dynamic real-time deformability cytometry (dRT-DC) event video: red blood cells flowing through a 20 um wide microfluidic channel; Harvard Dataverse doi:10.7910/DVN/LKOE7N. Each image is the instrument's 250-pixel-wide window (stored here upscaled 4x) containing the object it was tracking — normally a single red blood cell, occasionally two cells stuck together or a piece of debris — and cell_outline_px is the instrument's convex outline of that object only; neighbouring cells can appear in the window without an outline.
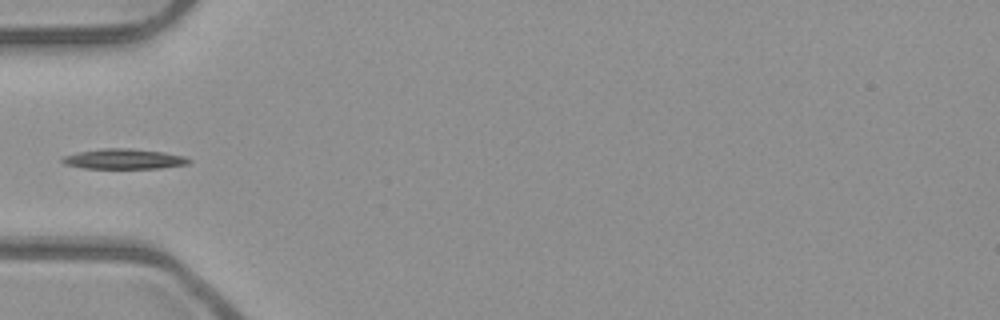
{"species": "common noctule bat (a hibernating species)", "species_latin": "Nyctalus noctula", "temperature_condition": "room temperature", "stored_images_in_passage": 6, "camera_frame_rate_fps": 3000, "um_per_image_px": 0.085, "animal": {"sex": "male", "body_mass_g": 23.1, "forearm_length_mm": 52.7}, "frame": {"image": 1, "passage_image": 5, "time_ms": 1.333, "image_size_px": [1000, 320], "cell_outline_px": [[192, 160], [188, 164], [160, 168], [84, 168], [64, 164], [60, 160], [64, 156], [76, 152], [100, 148], [132, 148], [164, 152], [184, 156]], "centroid_in_image_um": [10.52, 13.5], "position_along_channel_um": 74.5, "area_um2": 14.97}}
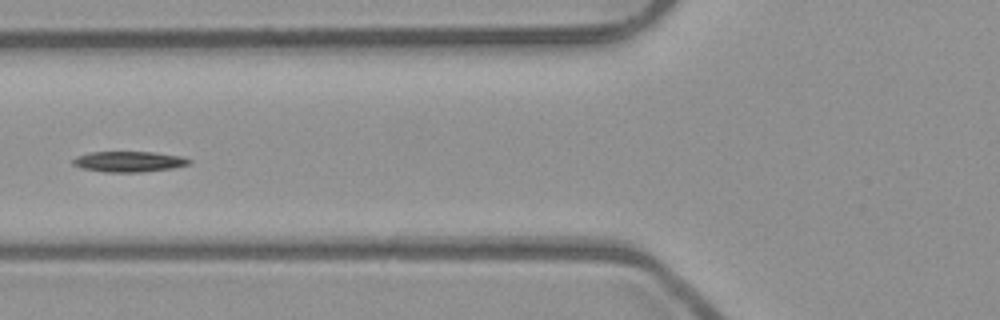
{"frame": {"image": 2, "passage_image": 6, "time_ms": 1.667, "image_size_px": [1000, 320], "cell_outline_px": [[192, 160], [188, 164], [172, 168], [140, 172], [104, 172], [80, 168], [72, 164], [72, 160], [76, 156], [92, 152], [156, 152], [180, 156]], "centroid_in_image_um": [10.92, 13.73], "position_along_channel_um": 114.9, "area_um2": 13.93}}